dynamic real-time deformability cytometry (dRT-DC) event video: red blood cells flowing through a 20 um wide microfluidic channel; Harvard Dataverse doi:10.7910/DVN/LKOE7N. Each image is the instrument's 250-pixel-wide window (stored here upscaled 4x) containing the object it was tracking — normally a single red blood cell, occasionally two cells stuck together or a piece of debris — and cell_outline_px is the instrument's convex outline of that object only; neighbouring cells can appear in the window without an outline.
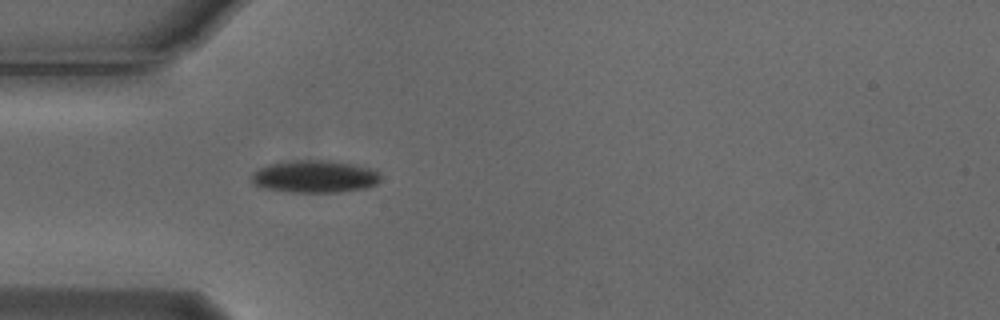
{"species": "Egyptian fruit bat (a non-hibernating species)", "species_latin": "Rousettus aegyptiacus", "temperature_condition": "cold", "stored_images_in_passage": 5, "camera_frame_rate_fps": 3000, "um_per_image_px": 0.085, "animal": {"sex": "male"}, "frame": {"image": 1, "passage_image": 5, "time_ms": 1.333, "image_size_px": [1000, 320], "cell_outline_px": [[380, 180], [376, 184], [364, 188], [340, 192], [292, 192], [264, 188], [256, 184], [252, 180], [252, 172], [268, 164], [296, 160], [332, 160], [376, 168], [380, 172]], "centroid_in_image_um": [26.82, 14.99], "position_along_channel_um": 58.2, "area_um2": 24.51}}